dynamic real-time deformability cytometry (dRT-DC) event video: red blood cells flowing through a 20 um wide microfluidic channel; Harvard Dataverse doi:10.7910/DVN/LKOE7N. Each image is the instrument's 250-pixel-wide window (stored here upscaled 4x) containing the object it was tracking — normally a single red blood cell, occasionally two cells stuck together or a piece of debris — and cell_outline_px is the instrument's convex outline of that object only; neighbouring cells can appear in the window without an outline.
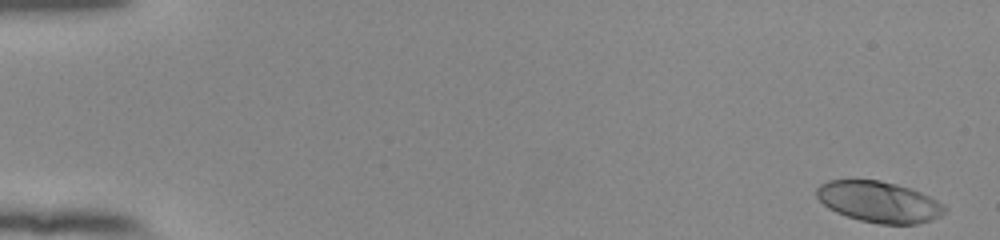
{"species": "human", "species_latin": "Homo sapiens", "temperature_condition": "room temperature", "stored_images_in_passage": 52, "camera_frame_rate_fps": 3000, "um_per_image_px": 0.085, "donor": {"sex": "female"}, "frame": {"image": 1, "passage_image": 1, "time_ms": 0.0, "image_size_px": [1000, 240], "cell_outline_px": [[948, 208], [940, 216], [932, 220], [916, 224], [880, 224], [860, 220], [836, 212], [828, 208], [816, 196], [816, 188], [820, 184], [828, 180], [880, 180], [896, 184], [920, 192], [944, 204]], "centroid_in_image_um": [74.71, 17.16], "position_along_channel_um": 10.3, "area_um2": 30.52}}
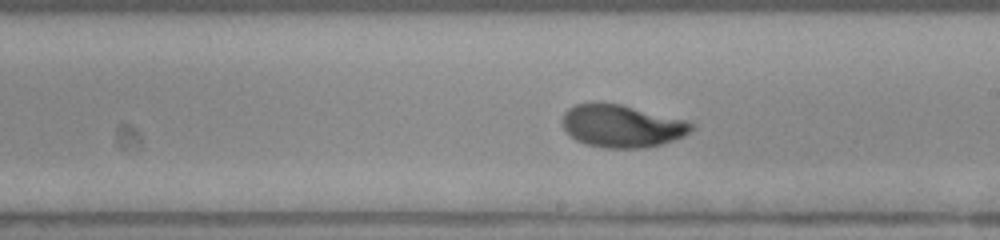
{"frame": {"image": 2, "passage_image": 31, "time_ms": 10.0, "image_size_px": [1000, 240], "cell_outline_px": [[696, 128], [684, 136], [660, 144], [640, 148], [604, 148], [584, 144], [576, 140], [560, 124], [564, 112], [568, 108], [576, 104], [592, 100], [620, 104], [684, 120], [696, 124]], "centroid_in_image_um": [52.81, 10.69], "position_along_channel_um": 236.2, "area_um2": 32.37}}
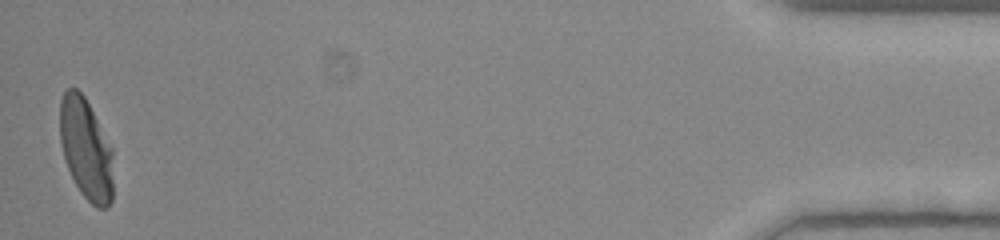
{"frame": {"image": 3, "passage_image": 52, "time_ms": 17.0, "image_size_px": [1000, 240], "cell_outline_px": [[112, 200], [108, 208], [96, 208], [80, 192], [68, 168], [60, 144], [60, 100], [64, 92], [68, 88], [76, 88], [84, 96], [112, 148]], "centroid_in_image_um": [7.3, 12.68], "position_along_channel_um": 427.9, "area_um2": 31.21}, "authors_computed_cell_mechanics": {"area_um2": 31.3854, "velocity_mm_per_s": 3.9253, "shape_relaxation_time_tau1_ms": 5.273, "shape_relaxation_time_tau2_ms": 0.8751, "deformation_change_tau1": 0.2494, "deformation_change_tau2": 0.0413}}